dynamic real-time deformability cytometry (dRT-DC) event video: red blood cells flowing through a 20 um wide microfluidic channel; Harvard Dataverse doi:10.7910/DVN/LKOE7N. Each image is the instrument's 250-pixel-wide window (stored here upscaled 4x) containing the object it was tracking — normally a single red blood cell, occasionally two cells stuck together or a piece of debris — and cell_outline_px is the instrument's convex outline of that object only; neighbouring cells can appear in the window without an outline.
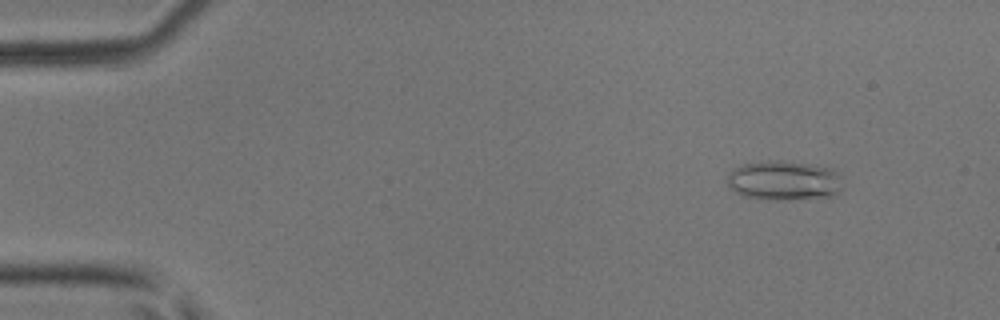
{"species": "common noctule bat (a hibernating species)", "species_latin": "Nyctalus noctula", "temperature_condition": "room temperature", "stored_images_in_passage": 47, "camera_frame_rate_fps": 3000, "um_per_image_px": 0.085, "animal": {"sex": "male", "body_mass_g": 17.9, "forearm_length_mm": 54.2}, "frame": {"image": 1, "passage_image": 2, "time_ms": 0.333, "image_size_px": [1000, 320], "cell_outline_px": [[840, 188], [832, 196], [784, 200], [776, 200], [744, 196], [728, 188], [728, 176], [736, 168], [744, 164], [768, 160], [780, 160], [812, 164], [832, 168], [840, 172]], "centroid_in_image_um": [66.65, 15.33], "position_along_channel_um": 18.3, "area_um2": 26.53}}
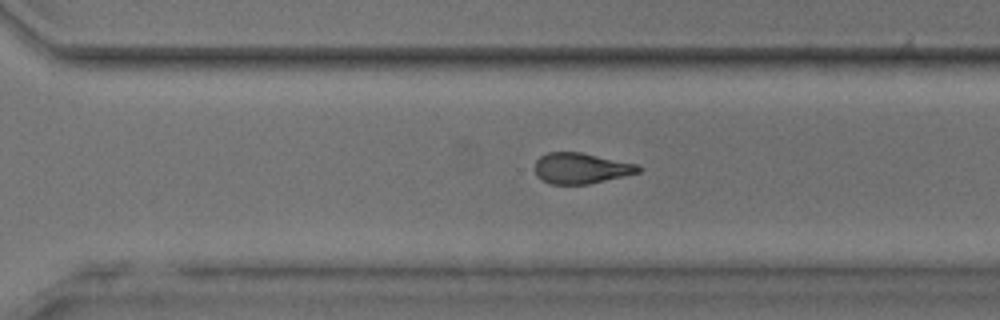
{"frame": {"image": 2, "passage_image": 32, "time_ms": 10.333, "image_size_px": [1000, 320], "cell_outline_px": [[640, 172], [588, 184], [552, 184], [536, 176], [536, 160], [540, 156], [548, 152], [580, 152], [636, 164], [640, 168]], "centroid_in_image_um": [49.35, 14.3], "position_along_channel_um": 321.2, "area_um2": 18.21}}
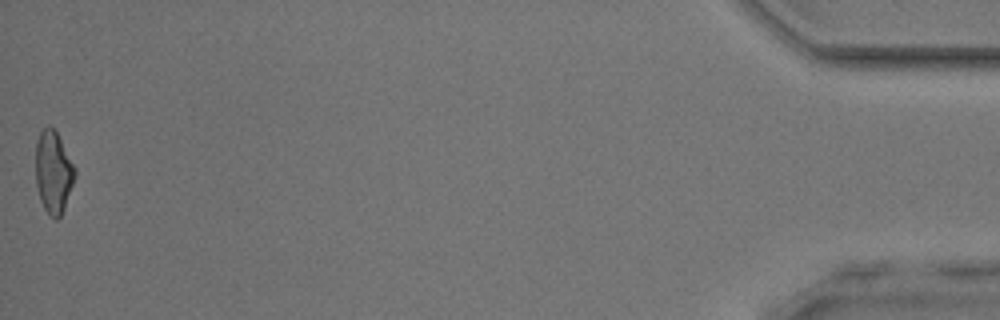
{"frame": {"image": 3, "passage_image": 47, "time_ms": 15.333, "image_size_px": [1000, 320], "cell_outline_px": [[76, 176], [64, 208], [60, 216], [56, 220], [48, 216], [40, 200], [36, 184], [36, 140], [40, 132], [48, 124], [56, 132], [76, 168]], "centroid_in_image_um": [4.53, 14.65], "position_along_channel_um": 430.7, "area_um2": 18.84}, "authors_computed_cell_mechanics": {"area_um2": 19.8254, "velocity_mm_per_s": 4.0974, "shape_relaxation_time_tau1_ms": 3.4535, "shape_relaxation_time_tau2_ms": 3.2085, "deformation_change_tau1": 0.156, "deformation_change_tau2": 0.1369}}